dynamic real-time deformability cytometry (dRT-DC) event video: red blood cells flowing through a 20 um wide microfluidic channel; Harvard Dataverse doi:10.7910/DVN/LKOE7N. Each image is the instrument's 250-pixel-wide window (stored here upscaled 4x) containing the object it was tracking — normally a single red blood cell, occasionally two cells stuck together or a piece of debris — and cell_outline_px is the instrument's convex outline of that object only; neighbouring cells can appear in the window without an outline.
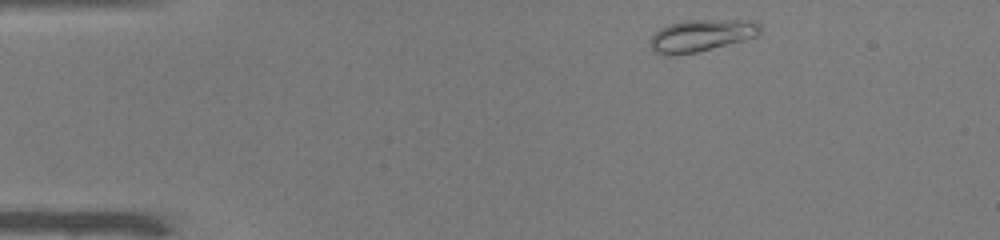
{"species": "common noctule bat (a hibernating species)", "species_latin": "Nyctalus noctula", "temperature_condition": "warm", "stored_images_in_passage": 44, "camera_frame_rate_fps": 3000, "um_per_image_px": 0.085, "animal": {"sex": "male", "body_mass_g": 19.0, "forearm_length_mm": 50.8}, "frame": {"image": 1, "passage_image": 1, "time_ms": 0.0, "image_size_px": [1000, 240], "cell_outline_px": [[760, 32], [756, 36], [744, 40], [696, 52], [652, 52], [648, 44], [648, 40], [660, 28], [668, 24], [680, 20], [756, 20], [760, 24]], "centroid_in_image_um": [59.63, 2.96], "position_along_channel_um": 25.4, "area_um2": 20.17}}
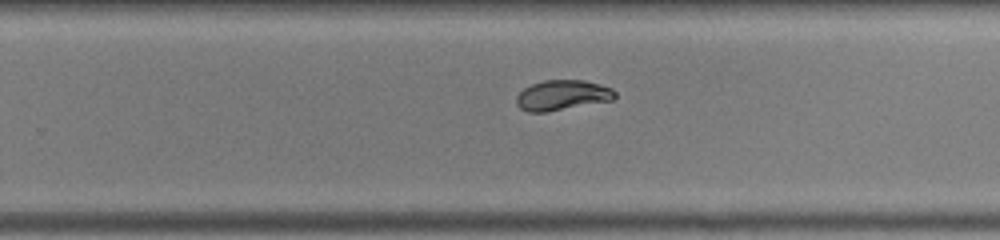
{"frame": {"image": 2, "passage_image": 26, "time_ms": 8.333, "image_size_px": [1000, 240], "cell_outline_px": [[616, 96], [612, 100], [544, 112], [528, 112], [520, 108], [516, 104], [516, 96], [524, 88], [532, 84], [544, 80], [584, 80], [600, 84], [612, 88], [616, 92]], "centroid_in_image_um": [47.79, 8.08], "position_along_channel_um": 282.0, "area_um2": 17.22}}
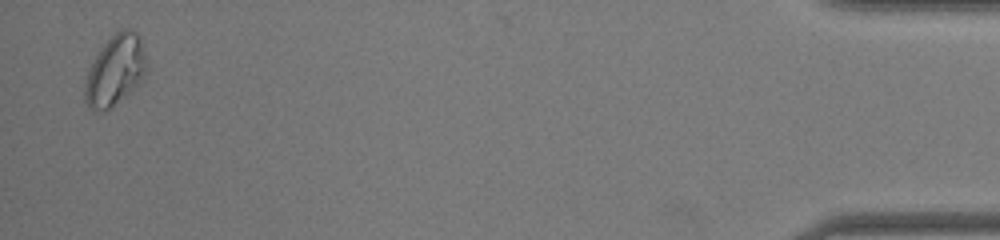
{"frame": {"image": 3, "passage_image": 43, "time_ms": 14.0, "image_size_px": [1000, 240], "cell_outline_px": [[148, 64], [144, 80], [112, 108], [88, 108], [84, 100], [84, 80], [88, 68], [92, 60], [100, 48], [120, 28], [128, 28], [136, 32], [140, 36], [148, 60]], "centroid_in_image_um": [9.82, 5.95], "position_along_channel_um": 425.4, "area_um2": 25.84}, "authors_computed_cell_mechanics": {"area_um2": 18.4093, "velocity_mm_per_s": 3.9807, "shape_relaxation_time_tau1_ms": 4.7066, "shape_relaxation_time_tau2_ms": null, "deformation_change_tau1": 0.171, "deformation_change_tau2": null}}